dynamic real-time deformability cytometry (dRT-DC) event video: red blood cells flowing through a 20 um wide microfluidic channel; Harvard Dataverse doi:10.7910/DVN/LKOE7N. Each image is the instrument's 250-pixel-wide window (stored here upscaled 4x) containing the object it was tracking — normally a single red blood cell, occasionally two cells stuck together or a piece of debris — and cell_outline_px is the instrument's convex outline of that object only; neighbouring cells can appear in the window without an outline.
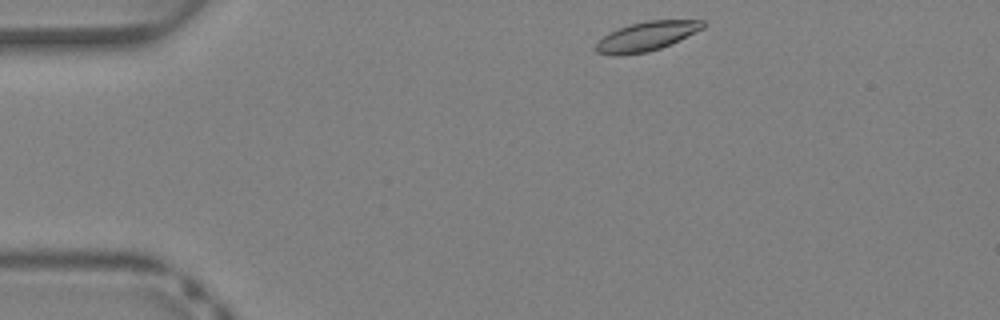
{"species": "Egyptian fruit bat (a non-hibernating species)", "species_latin": "Rousettus aegyptiacus", "temperature_condition": "warm", "stored_images_in_passage": 34, "camera_frame_rate_fps": 3000, "um_per_image_px": 0.085, "animal": {"sex": "female"}, "frame": {"image": 1, "passage_image": 1, "time_ms": 0.0, "image_size_px": [1000, 320], "cell_outline_px": [[704, 28], [672, 44], [648, 52], [620, 56], [612, 56], [596, 52], [596, 44], [608, 32], [632, 24], [648, 20], [704, 20]], "centroid_in_image_um": [54.96, 3.1], "position_along_channel_um": 30.0, "area_um2": 18.26}}
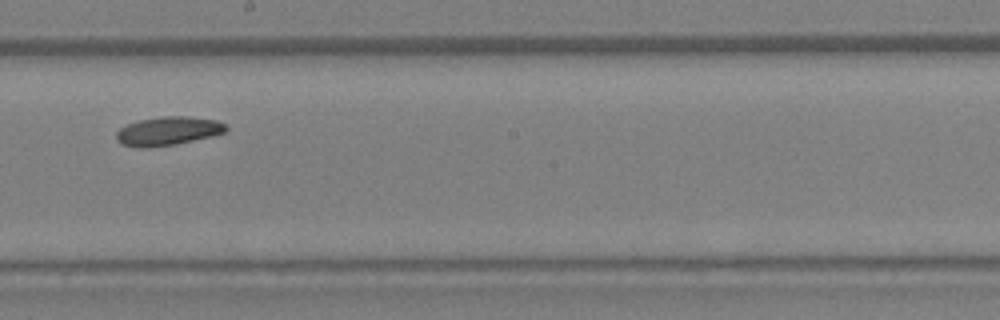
{"frame": {"image": 2, "passage_image": 17, "time_ms": 5.333, "image_size_px": [1000, 320], "cell_outline_px": [[228, 128], [224, 132], [212, 136], [176, 144], [148, 148], [140, 148], [120, 144], [116, 140], [116, 132], [120, 128], [128, 124], [140, 120], [164, 116], [188, 116], [216, 120], [224, 124]], "centroid_in_image_um": [14.25, 11.15], "position_along_channel_um": 234.0, "area_um2": 18.32}}
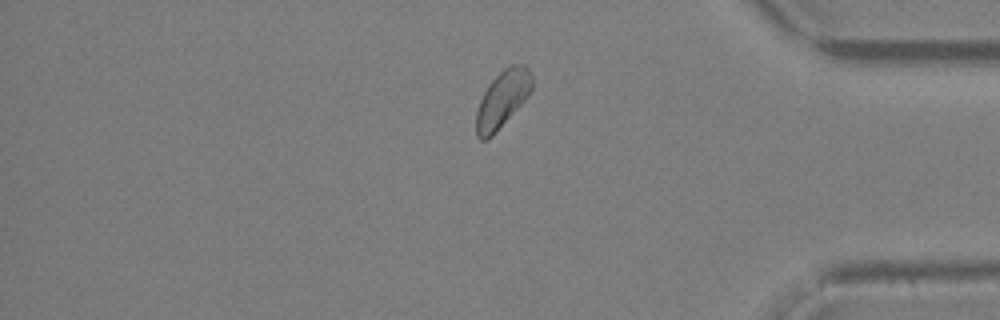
{"frame": {"image": 3, "passage_image": 28, "time_ms": 9.0, "image_size_px": [1000, 320], "cell_outline_px": [[532, 88], [528, 96], [492, 136], [484, 140], [480, 140], [476, 136], [476, 112], [480, 100], [488, 84], [504, 68], [512, 64], [524, 64], [528, 68], [532, 76]], "centroid_in_image_um": [42.7, 8.42], "position_along_channel_um": 392.5, "area_um2": 18.32}, "authors_computed_cell_mechanics": {"area_um2": 18.2937, "velocity_mm_per_s": 4.9692, "shape_relaxation_time_tau1_ms": 4.9333, "shape_relaxation_time_tau2_ms": null, "deformation_change_tau1": 0.0992, "deformation_change_tau2": null}}